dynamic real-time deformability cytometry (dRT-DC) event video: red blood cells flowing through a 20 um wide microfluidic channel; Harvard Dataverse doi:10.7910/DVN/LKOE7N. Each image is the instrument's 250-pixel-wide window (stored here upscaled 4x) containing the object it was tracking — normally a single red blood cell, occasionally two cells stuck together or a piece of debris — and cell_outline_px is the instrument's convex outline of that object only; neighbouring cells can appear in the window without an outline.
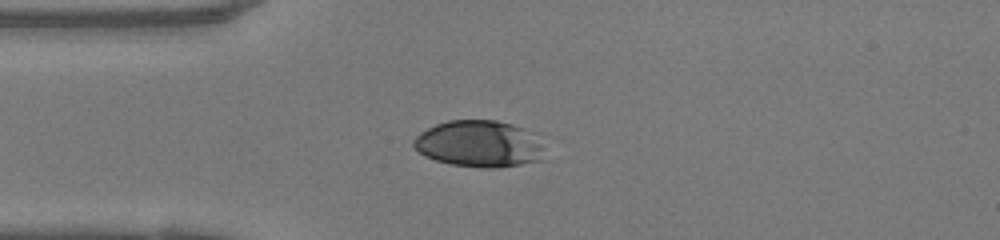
{"species": "human", "species_latin": "Homo sapiens", "temperature_condition": "warm", "stored_images_in_passage": 38, "camera_frame_rate_fps": 3000, "um_per_image_px": 0.085, "donor": {"sex": "female"}, "frame": {"image": 1, "passage_image": 1, "time_ms": 0.0, "image_size_px": [1000, 240], "cell_outline_px": [[540, 160], [520, 164], [496, 168], [488, 168], [452, 164], [436, 160], [424, 156], [412, 144], [412, 140], [420, 132], [436, 124], [448, 120], [496, 120], [512, 124], [536, 132], [540, 144]], "centroid_in_image_um": [40.7, 12.2], "position_along_channel_um": 44.3, "area_um2": 35.37}}
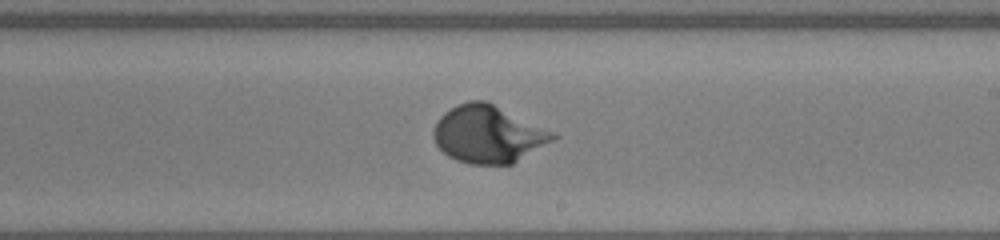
{"frame": {"image": 2, "passage_image": 17, "time_ms": 5.333, "image_size_px": [1000, 240], "cell_outline_px": [[560, 136], [512, 164], [472, 164], [456, 160], [448, 156], [436, 144], [432, 136], [432, 132], [440, 116], [444, 112], [468, 100], [484, 100], [556, 132]], "centroid_in_image_um": [41.5, 11.41], "position_along_channel_um": 247.5, "area_um2": 39.71}}
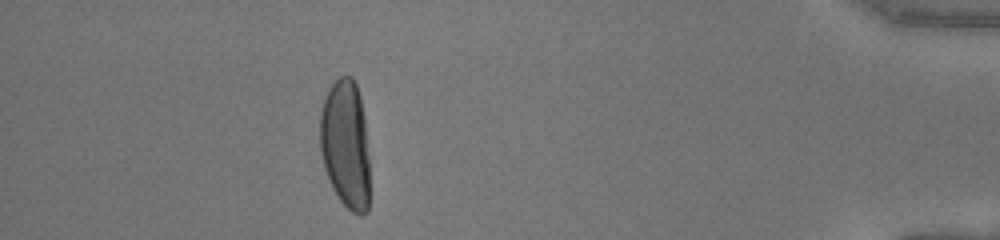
{"frame": {"image": 3, "passage_image": 33, "time_ms": 10.667, "image_size_px": [1000, 240], "cell_outline_px": [[368, 212], [360, 216], [352, 212], [340, 200], [332, 188], [324, 168], [320, 152], [320, 112], [328, 88], [340, 76], [352, 76], [356, 84], [360, 96], [364, 116], [368, 156]], "centroid_in_image_um": [29.36, 12.26], "position_along_channel_um": 405.8, "area_um2": 37.34}, "authors_computed_cell_mechanics": {"area_um2": 37.9457, "velocity_mm_per_s": 4.0562, "shape_relaxation_time_tau1_ms": 3.3692, "shape_relaxation_time_tau2_ms": null, "deformation_change_tau1": 0.2061, "deformation_change_tau2": null}}